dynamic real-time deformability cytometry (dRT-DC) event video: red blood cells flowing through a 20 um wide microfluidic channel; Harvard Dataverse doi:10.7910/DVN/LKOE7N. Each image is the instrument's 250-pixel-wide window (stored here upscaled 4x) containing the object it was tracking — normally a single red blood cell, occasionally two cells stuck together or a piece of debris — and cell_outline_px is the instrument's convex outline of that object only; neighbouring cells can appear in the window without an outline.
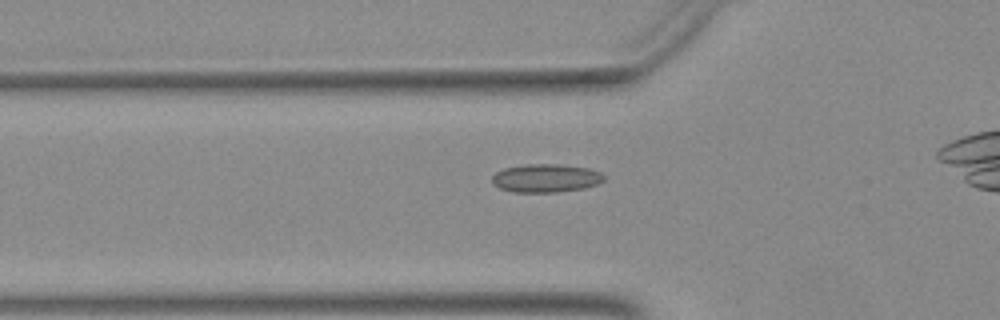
{"species": "Egyptian fruit bat (a non-hibernating species)", "species_latin": "Rousettus aegyptiacus", "temperature_condition": "warm", "stored_images_in_passage": 30, "camera_frame_rate_fps": 3000, "um_per_image_px": 0.085, "animal": {"sex": "female"}, "frame": {"image": 1, "passage_image": 3, "time_ms": 0.667, "image_size_px": [1000, 320], "cell_outline_px": [[604, 180], [596, 184], [584, 188], [556, 192], [512, 192], [500, 188], [492, 184], [492, 176], [496, 172], [504, 168], [524, 164], [560, 164], [588, 168], [600, 172], [604, 176]], "centroid_in_image_um": [46.37, 15.14], "position_along_channel_um": 79.4, "area_um2": 18.5}}
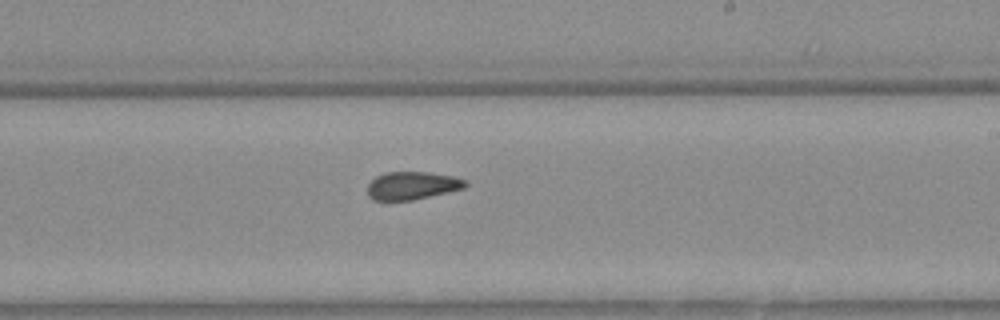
{"frame": {"image": 2, "passage_image": 16, "time_ms": 5.0, "image_size_px": [1000, 320], "cell_outline_px": [[468, 184], [464, 188], [448, 192], [412, 200], [372, 200], [368, 196], [368, 184], [376, 176], [384, 172], [428, 172], [452, 176], [464, 180]], "centroid_in_image_um": [35.0, 15.77], "position_along_channel_um": 254.0, "area_um2": 15.84}}
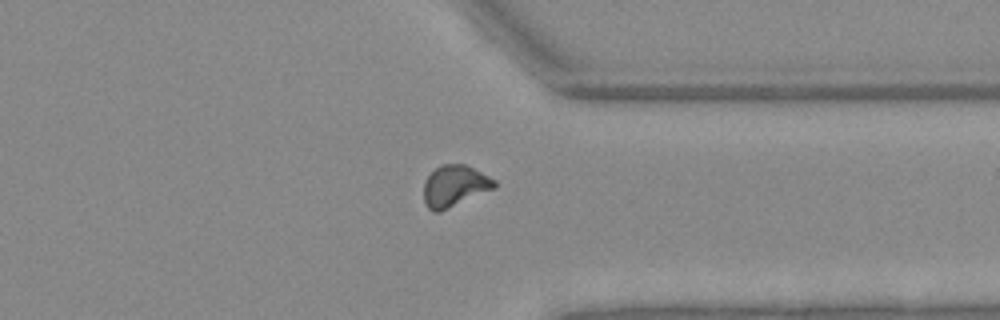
{"frame": {"image": 3, "passage_image": 25, "time_ms": 8.0, "image_size_px": [1000, 320], "cell_outline_px": [[496, 188], [440, 212], [432, 212], [424, 204], [424, 184], [428, 176], [440, 164], [464, 164], [496, 180]], "centroid_in_image_um": [38.64, 15.83], "position_along_channel_um": 372.8, "area_um2": 17.05}}